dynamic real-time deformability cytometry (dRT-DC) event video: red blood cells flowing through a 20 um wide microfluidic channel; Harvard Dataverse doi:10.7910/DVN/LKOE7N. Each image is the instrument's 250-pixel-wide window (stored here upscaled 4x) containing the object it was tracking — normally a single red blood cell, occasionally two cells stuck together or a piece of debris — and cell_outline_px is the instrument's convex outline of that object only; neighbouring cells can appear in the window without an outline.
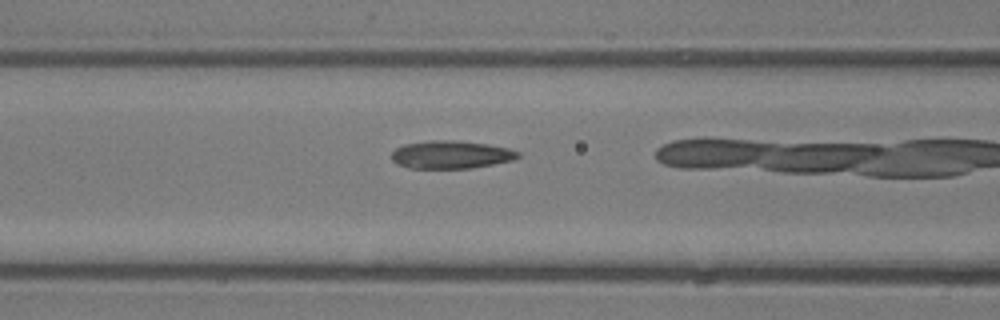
{"species": "common noctule bat (a hibernating species)", "species_latin": "Nyctalus noctula", "temperature_condition": "room temperature", "stored_images_in_passage": 17, "camera_frame_rate_fps": 3000, "um_per_image_px": 0.085, "animal": {"sex": "male", "body_mass_g": 13.3}, "frame": {"image": 1, "passage_image": 8, "time_ms": 2.333, "image_size_px": [1000, 320], "cell_outline_px": [[520, 156], [512, 160], [472, 168], [408, 168], [396, 164], [392, 160], [392, 152], [396, 148], [404, 144], [432, 140], [452, 140], [488, 144], [508, 148], [520, 152]], "centroid_in_image_um": [38.32, 13.14], "position_along_channel_um": 128.3, "area_um2": 20.52}}